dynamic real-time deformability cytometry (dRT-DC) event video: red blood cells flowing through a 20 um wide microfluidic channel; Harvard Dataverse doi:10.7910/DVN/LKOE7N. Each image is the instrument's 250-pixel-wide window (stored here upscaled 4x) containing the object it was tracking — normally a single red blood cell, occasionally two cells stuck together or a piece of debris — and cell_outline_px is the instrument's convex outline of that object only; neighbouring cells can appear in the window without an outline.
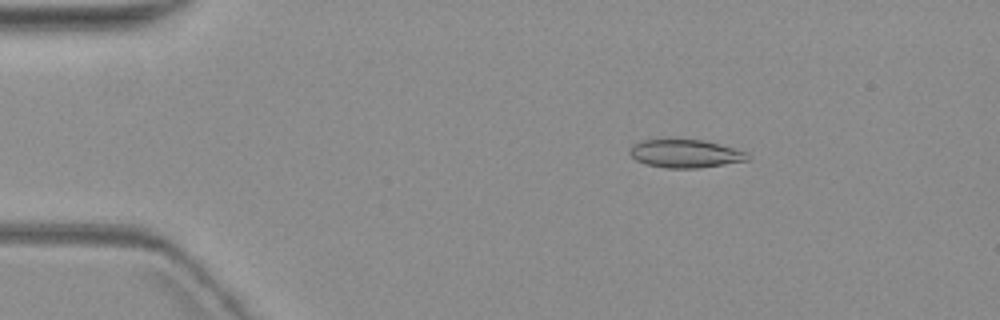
{"species": "common noctule bat (a hibernating species)", "species_latin": "Nyctalus noctula", "temperature_condition": "warm", "stored_images_in_passage": 5, "camera_frame_rate_fps": 3000, "um_per_image_px": 0.085, "animal": {"sex": "female", "body_mass_g": 19.3, "forearm_length_mm": 54.1}, "frame": {"image": 1, "passage_image": 3, "time_ms": 2.333, "image_size_px": [1000, 320], "cell_outline_px": [[748, 160], [700, 168], [664, 168], [644, 164], [636, 160], [628, 152], [628, 148], [632, 144], [640, 140], [656, 136], [704, 140], [720, 144], [748, 152]], "centroid_in_image_um": [58.14, 13.0], "position_along_channel_um": 26.9, "area_um2": 20.35}}
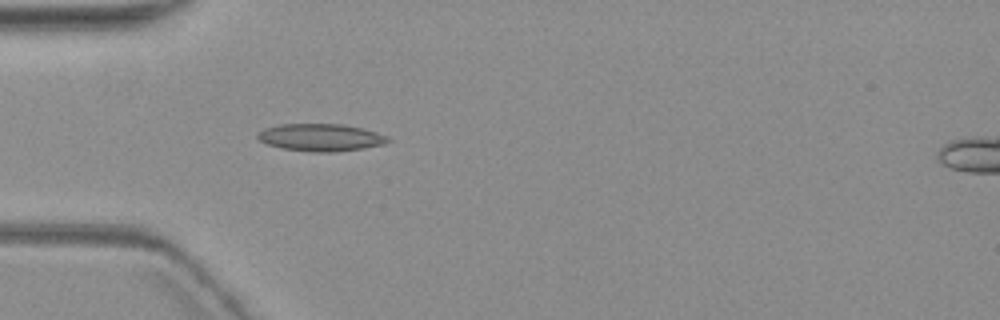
{"frame": {"image": 2, "passage_image": 5, "time_ms": 5.0, "image_size_px": [1000, 320], "cell_outline_px": [[392, 140], [384, 144], [364, 148], [336, 152], [308, 152], [284, 148], [268, 144], [260, 140], [256, 136], [256, 132], [264, 128], [280, 124], [344, 124], [376, 132], [388, 136]], "centroid_in_image_um": [27.26, 11.68], "position_along_channel_um": 57.7, "area_um2": 20.87}}